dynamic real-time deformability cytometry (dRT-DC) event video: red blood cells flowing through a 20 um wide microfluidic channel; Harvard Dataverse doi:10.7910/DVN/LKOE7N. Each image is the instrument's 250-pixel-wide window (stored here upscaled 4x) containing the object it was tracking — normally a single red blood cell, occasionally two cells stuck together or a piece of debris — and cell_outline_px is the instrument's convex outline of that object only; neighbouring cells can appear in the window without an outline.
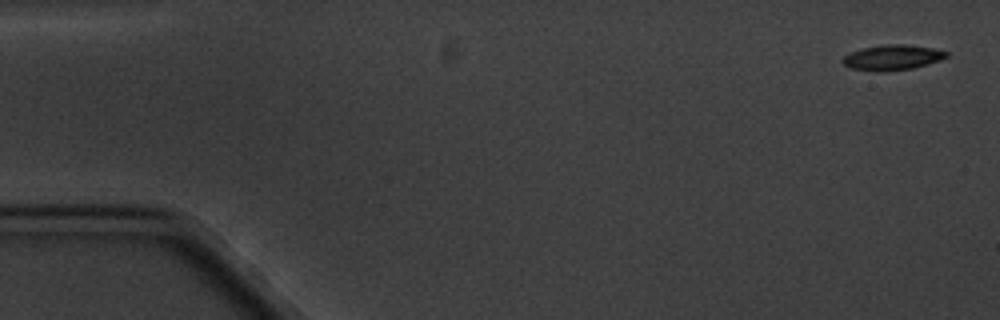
{"species": "common noctule bat (a hibernating species)", "species_latin": "Nyctalus noctula", "temperature_condition": "cold", "stored_images_in_passage": 5, "camera_frame_rate_fps": 3000, "um_per_image_px": 0.085, "animal": {"sex": "male", "body_mass_g": 20.1, "forearm_length_mm": 53.5}, "frame": {"image": 1, "passage_image": 1, "time_ms": 0.0, "image_size_px": [1000, 320], "cell_outline_px": [[948, 56], [940, 60], [928, 64], [912, 68], [888, 72], [876, 72], [852, 68], [844, 64], [840, 60], [844, 56], [852, 52], [864, 48], [888, 44], [904, 44], [932, 48], [948, 52]], "centroid_in_image_um": [75.85, 4.9], "position_along_channel_um": 9.1, "area_um2": 15.2}}
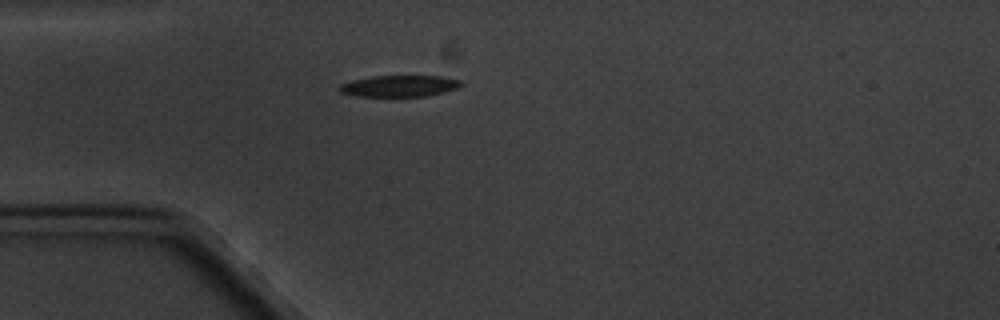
{"frame": {"image": 2, "passage_image": 5, "time_ms": 4.667, "image_size_px": [1000, 320], "cell_outline_px": [[464, 84], [456, 88], [444, 92], [424, 96], [352, 96], [340, 92], [336, 88], [340, 84], [352, 80], [372, 76], [440, 76], [460, 80]], "centroid_in_image_um": [33.89, 7.31], "position_along_channel_um": 51.1, "area_um2": 15.2}}